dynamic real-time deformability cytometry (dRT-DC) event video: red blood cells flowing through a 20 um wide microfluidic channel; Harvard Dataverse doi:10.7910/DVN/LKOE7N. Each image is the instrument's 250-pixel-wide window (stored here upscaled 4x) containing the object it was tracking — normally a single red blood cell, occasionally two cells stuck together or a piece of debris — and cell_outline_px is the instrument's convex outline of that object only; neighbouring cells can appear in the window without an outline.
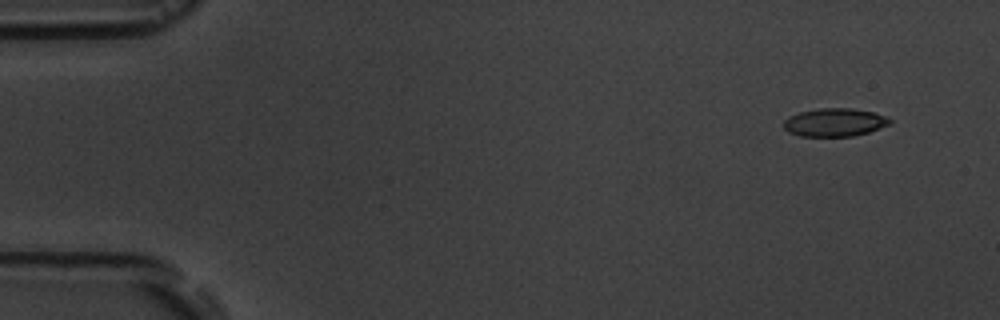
{"species": "common noctule bat (a hibernating species)", "species_latin": "Nyctalus noctula", "temperature_condition": "room temperature", "stored_images_in_passage": 5, "camera_frame_rate_fps": 3000, "um_per_image_px": 0.085, "animal": {"sex": "male", "body_mass_g": 19.5, "forearm_length_mm": 54.6}, "frame": {"image": 1, "passage_image": 1, "time_ms": 0.0, "image_size_px": [1000, 320], "cell_outline_px": [[892, 124], [868, 132], [852, 136], [800, 136], [788, 132], [784, 128], [784, 120], [788, 116], [800, 112], [820, 108], [852, 108], [872, 112], [888, 116], [892, 120]], "centroid_in_image_um": [70.96, 10.4], "position_along_channel_um": 14.0, "area_um2": 17.51}}
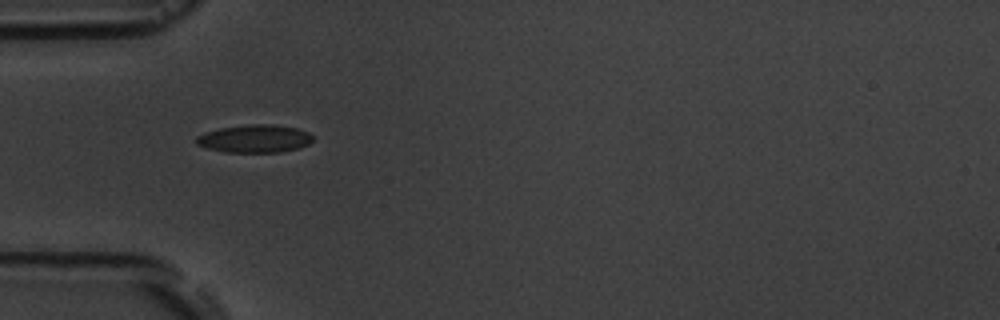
{"frame": {"image": 2, "passage_image": 4, "time_ms": 4.333, "image_size_px": [1000, 320], "cell_outline_px": [[312, 140], [308, 144], [300, 148], [280, 152], [224, 152], [208, 148], [196, 144], [196, 136], [204, 132], [220, 128], [248, 124], [272, 124], [296, 128], [308, 132], [312, 136]], "centroid_in_image_um": [21.63, 11.78], "position_along_channel_um": 63.4, "area_um2": 18.96}}
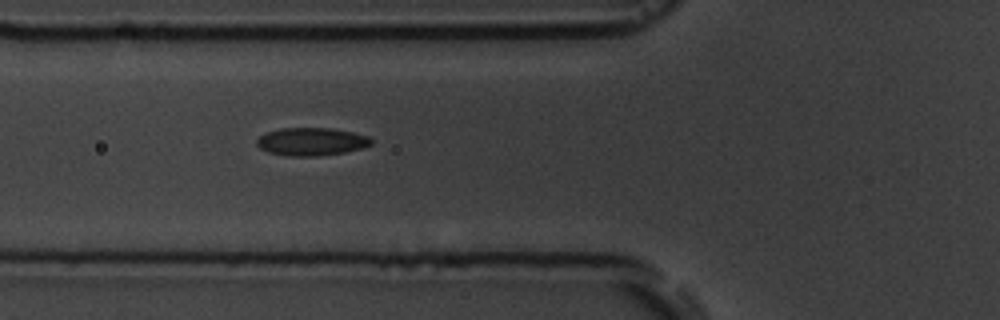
{"frame": {"image": 3, "passage_image": 5, "time_ms": 5.333, "image_size_px": [1000, 320], "cell_outline_px": [[372, 144], [360, 148], [344, 152], [316, 156], [288, 156], [268, 152], [260, 148], [256, 144], [256, 140], [260, 136], [268, 132], [280, 128], [328, 128], [352, 132], [368, 136], [372, 140]], "centroid_in_image_um": [26.44, 12.04], "position_along_channel_um": 99.4, "area_um2": 18.44}}